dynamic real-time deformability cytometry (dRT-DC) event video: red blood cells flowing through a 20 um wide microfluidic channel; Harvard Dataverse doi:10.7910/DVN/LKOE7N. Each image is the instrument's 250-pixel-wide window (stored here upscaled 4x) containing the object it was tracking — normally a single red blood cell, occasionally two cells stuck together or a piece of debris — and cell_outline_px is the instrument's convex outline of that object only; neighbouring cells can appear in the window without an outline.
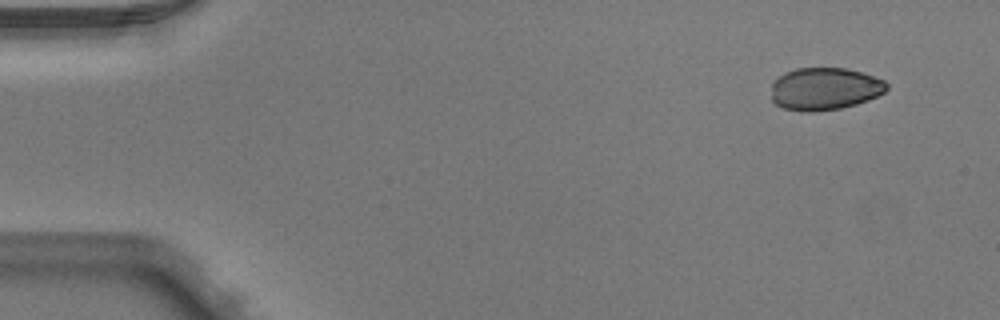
{"species": "Egyptian fruit bat (a non-hibernating species)", "species_latin": "Rousettus aegyptiacus", "temperature_condition": "warm", "stored_images_in_passage": 4, "camera_frame_rate_fps": 3000, "um_per_image_px": 0.085, "animal": {"sex": "male"}, "frame": {"image": 1, "passage_image": 1, "time_ms": 0.0, "image_size_px": [1000, 320], "cell_outline_px": [[888, 88], [884, 92], [868, 100], [856, 104], [840, 108], [812, 112], [808, 112], [784, 108], [776, 104], [772, 100], [772, 84], [784, 72], [796, 68], [848, 68], [884, 80], [888, 84]], "centroid_in_image_um": [70.1, 7.54], "position_along_channel_um": 14.9, "area_um2": 28.44}}
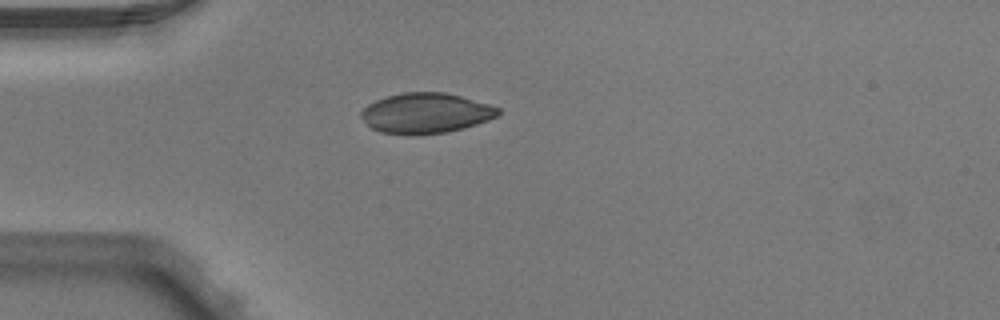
{"frame": {"image": 2, "passage_image": 4, "time_ms": 1.0, "image_size_px": [1000, 320], "cell_outline_px": [[500, 112], [496, 116], [488, 120], [464, 128], [448, 132], [416, 136], [380, 132], [372, 128], [360, 116], [360, 112], [368, 104], [376, 100], [388, 96], [404, 92], [444, 92], [460, 96], [488, 104], [500, 108]], "centroid_in_image_um": [36.18, 9.63], "position_along_channel_um": 48.8, "area_um2": 32.19}}